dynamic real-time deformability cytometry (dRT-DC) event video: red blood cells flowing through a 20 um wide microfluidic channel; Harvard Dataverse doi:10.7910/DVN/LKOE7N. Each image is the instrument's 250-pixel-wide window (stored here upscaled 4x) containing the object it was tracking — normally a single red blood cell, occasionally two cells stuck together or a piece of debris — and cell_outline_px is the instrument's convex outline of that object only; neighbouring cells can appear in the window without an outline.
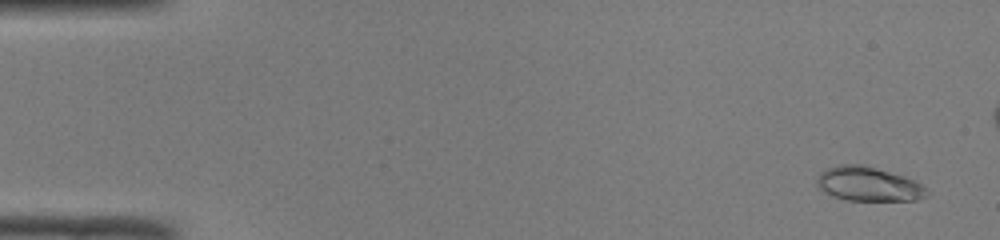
{"species": "common noctule bat (a hibernating species)", "species_latin": "Nyctalus noctula", "temperature_condition": "room temperature", "stored_images_in_passage": 52, "camera_frame_rate_fps": 3000, "um_per_image_px": 0.085, "animal": {"sex": "male", "body_mass_g": 19.0, "forearm_length_mm": 50.8}, "frame": {"image": 1, "passage_image": 3, "time_ms": 0.667, "image_size_px": [1000, 240], "cell_outline_px": [[928, 196], [916, 200], [844, 200], [832, 196], [824, 192], [816, 184], [816, 180], [820, 172], [828, 168], [840, 164], [860, 164], [876, 168], [904, 176], [928, 188]], "centroid_in_image_um": [73.8, 15.65], "position_along_channel_um": 11.2, "area_um2": 21.91}}
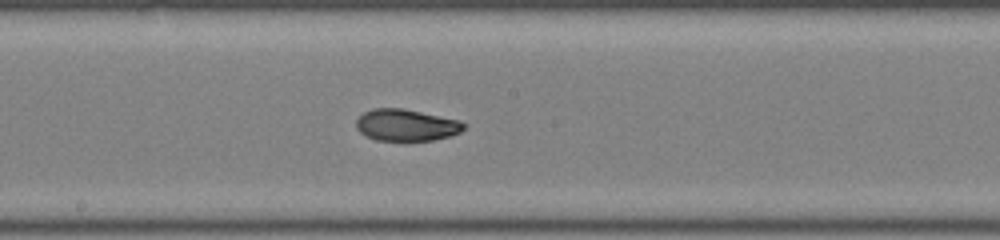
{"frame": {"image": 2, "passage_image": 28, "time_ms": 9.0, "image_size_px": [1000, 240], "cell_outline_px": [[468, 124], [460, 132], [448, 136], [432, 140], [376, 140], [364, 136], [356, 128], [356, 120], [364, 112], [372, 108], [400, 108], [460, 120]], "centroid_in_image_um": [34.51, 10.63], "position_along_channel_um": 213.7, "area_um2": 19.83}}
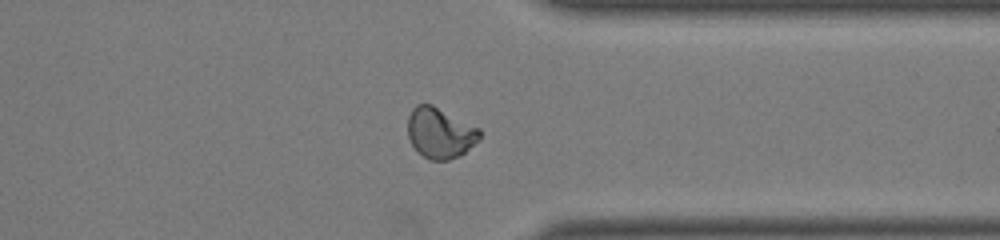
{"frame": {"image": 3, "passage_image": 40, "time_ms": 13.0, "image_size_px": [1000, 240], "cell_outline_px": [[480, 140], [460, 156], [448, 160], [432, 160], [416, 152], [408, 136], [408, 116], [412, 108], [416, 104], [432, 104], [480, 128]], "centroid_in_image_um": [37.41, 11.3], "position_along_channel_um": 374.0, "area_um2": 21.39}, "authors_computed_cell_mechanics": {"area_um2": 20.8658, "velocity_mm_per_s": 4.0623, "shape_relaxation_time_tau1_ms": 4.3956, "shape_relaxation_time_tau2_ms": 2.4548, "deformation_change_tau1": 0.1722, "deformation_change_tau2": 0.0563}}